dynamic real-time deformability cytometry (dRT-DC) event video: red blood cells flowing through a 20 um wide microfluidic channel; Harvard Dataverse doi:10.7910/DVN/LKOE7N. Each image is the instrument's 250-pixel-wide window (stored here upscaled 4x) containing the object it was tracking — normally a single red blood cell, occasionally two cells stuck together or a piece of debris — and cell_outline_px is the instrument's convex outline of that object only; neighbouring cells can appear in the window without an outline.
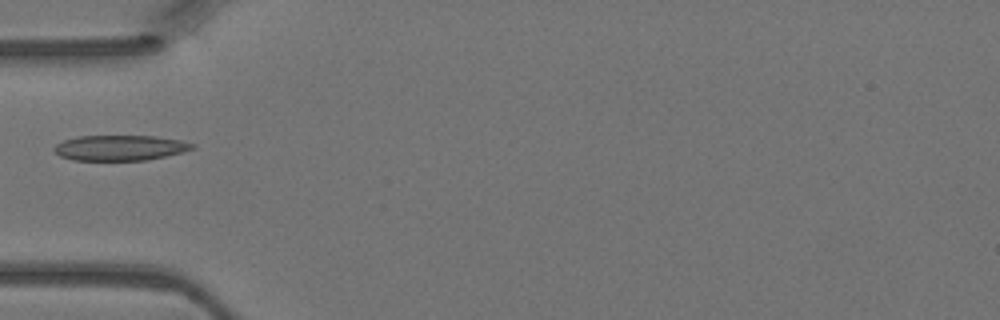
{"species": "Egyptian fruit bat (a non-hibernating species)", "species_latin": "Rousettus aegyptiacus", "temperature_condition": "warm", "stored_images_in_passage": 2, "camera_frame_rate_fps": 3000, "um_per_image_px": 0.085, "animal": {"sex": "female"}, "frame": {"image": 1, "passage_image": 2, "time_ms": 0.333, "image_size_px": [1000, 320], "cell_outline_px": [[196, 148], [148, 160], [72, 160], [60, 156], [52, 148], [56, 144], [64, 140], [76, 136], [156, 136], [180, 140], [196, 144]], "centroid_in_image_um": [10.19, 12.56], "position_along_channel_um": 74.8, "area_um2": 20.4}}